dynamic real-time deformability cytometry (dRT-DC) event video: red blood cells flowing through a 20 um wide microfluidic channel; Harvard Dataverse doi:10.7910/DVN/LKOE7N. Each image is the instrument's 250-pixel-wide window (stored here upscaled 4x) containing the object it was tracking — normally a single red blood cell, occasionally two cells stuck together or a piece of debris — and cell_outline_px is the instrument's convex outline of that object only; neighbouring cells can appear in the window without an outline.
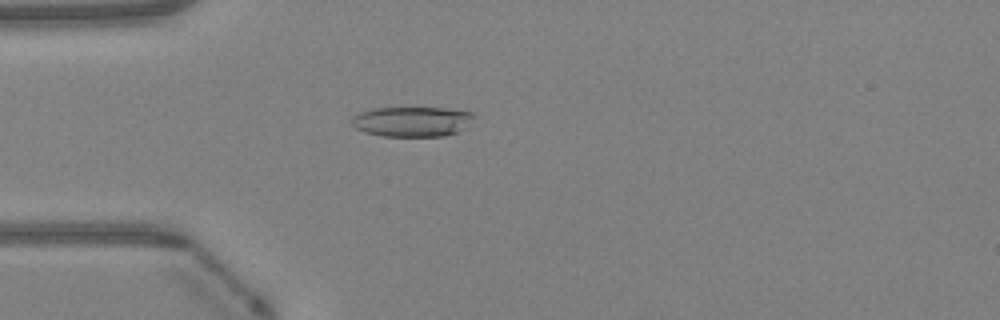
{"species": "Egyptian fruit bat (a non-hibernating species)", "species_latin": "Rousettus aegyptiacus", "temperature_condition": "warm", "stored_images_in_passage": 41, "camera_frame_rate_fps": 3000, "um_per_image_px": 0.085, "animal": {"sex": "female"}, "frame": {"image": 1, "passage_image": 7, "time_ms": 2.0, "image_size_px": [1000, 320], "cell_outline_px": [[472, 116], [456, 132], [444, 136], [384, 136], [364, 132], [356, 128], [352, 124], [352, 116], [360, 112], [372, 108], [444, 108], [472, 112]], "centroid_in_image_um": [34.91, 10.33], "position_along_channel_um": 50.1, "area_um2": 20.87}}
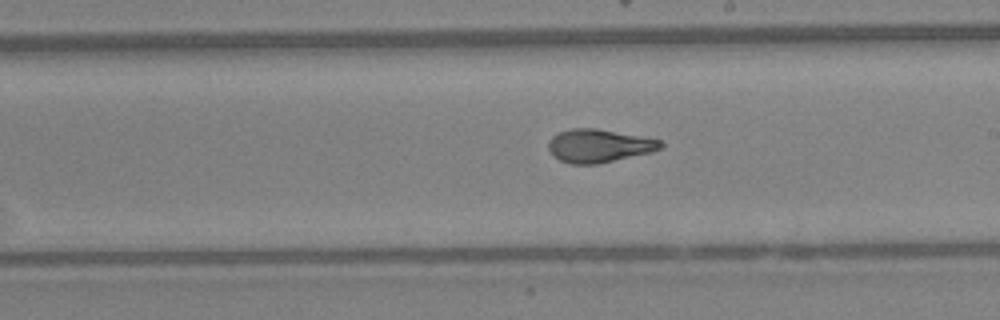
{"frame": {"image": 2, "passage_image": 21, "time_ms": 6.667, "image_size_px": [1000, 320], "cell_outline_px": [[664, 148], [652, 152], [596, 164], [572, 164], [560, 160], [552, 156], [548, 148], [548, 140], [552, 136], [560, 132], [572, 128], [596, 128], [660, 140], [664, 144]], "centroid_in_image_um": [50.89, 12.39], "position_along_channel_um": 238.1, "area_um2": 21.68}}
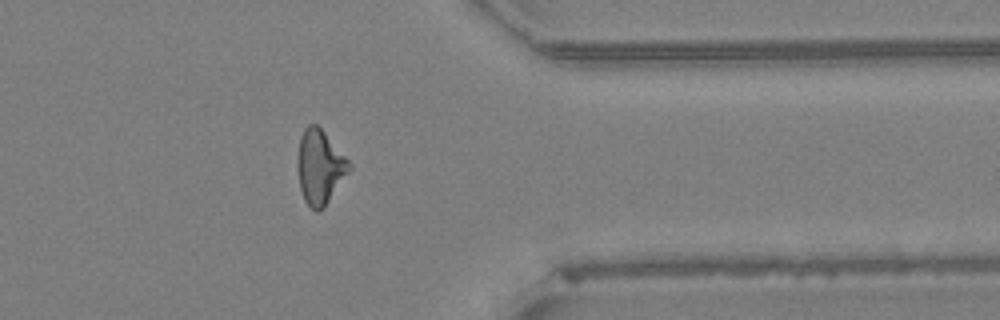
{"frame": {"image": 3, "passage_image": 32, "time_ms": 10.333, "image_size_px": [1000, 320], "cell_outline_px": [[352, 168], [324, 208], [320, 212], [316, 212], [304, 200], [300, 188], [296, 164], [300, 136], [304, 128], [308, 124], [316, 124], [324, 132], [352, 164]], "centroid_in_image_um": [27.18, 14.21], "position_along_channel_um": 384.2, "area_um2": 22.48}, "authors_computed_cell_mechanics": {"area_um2": 22.0218, "velocity_mm_per_s": 4.3082, "shape_relaxation_time_tau1_ms": 4.0818, "shape_relaxation_time_tau2_ms": 1.1498, "deformation_change_tau1": 0.1537, "deformation_change_tau2": 0.0694}}